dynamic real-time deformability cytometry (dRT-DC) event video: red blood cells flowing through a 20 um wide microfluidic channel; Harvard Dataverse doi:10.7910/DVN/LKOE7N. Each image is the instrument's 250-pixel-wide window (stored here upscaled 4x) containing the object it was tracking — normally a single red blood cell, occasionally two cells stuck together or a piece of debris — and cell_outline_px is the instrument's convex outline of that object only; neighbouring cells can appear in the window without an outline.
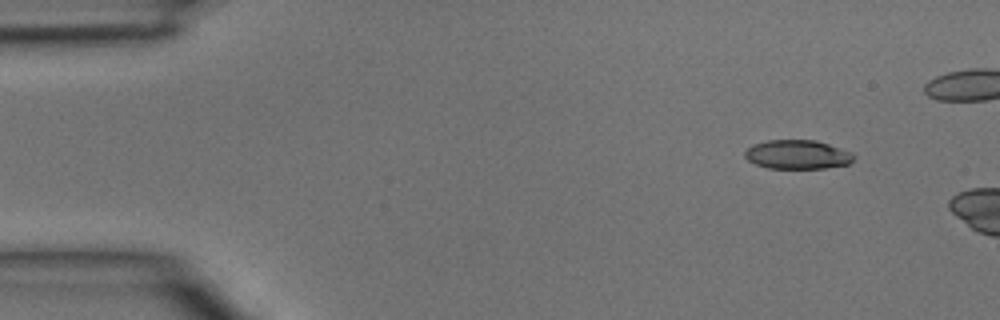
{"species": "common noctule bat (a hibernating species)", "species_latin": "Nyctalus noctula", "temperature_condition": "room temperature", "stored_images_in_passage": 2, "camera_frame_rate_fps": 3000, "um_per_image_px": 0.085, "animal": {"sex": "male", "body_mass_g": 15.6}, "frame": {"image": 1, "passage_image": 1, "time_ms": 0.0, "image_size_px": [1000, 320], "cell_outline_px": [[856, 156], [848, 164], [824, 168], [768, 168], [756, 164], [748, 160], [744, 156], [744, 152], [752, 144], [768, 140], [816, 140], [852, 152]], "centroid_in_image_um": [67.77, 13.13], "position_along_channel_um": 17.2, "area_um2": 18.38}}